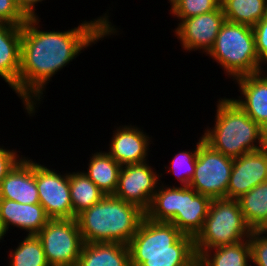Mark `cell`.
<instances>
[{
	"label": "cell",
	"instance_id": "32",
	"mask_svg": "<svg viewBox=\"0 0 267 266\" xmlns=\"http://www.w3.org/2000/svg\"><path fill=\"white\" fill-rule=\"evenodd\" d=\"M43 0H15L18 9L21 13L27 18H38L36 11V7L38 2H42Z\"/></svg>",
	"mask_w": 267,
	"mask_h": 266
},
{
	"label": "cell",
	"instance_id": "10",
	"mask_svg": "<svg viewBox=\"0 0 267 266\" xmlns=\"http://www.w3.org/2000/svg\"><path fill=\"white\" fill-rule=\"evenodd\" d=\"M153 169L147 161L122 166L114 196L146 212L162 178V173Z\"/></svg>",
	"mask_w": 267,
	"mask_h": 266
},
{
	"label": "cell",
	"instance_id": "29",
	"mask_svg": "<svg viewBox=\"0 0 267 266\" xmlns=\"http://www.w3.org/2000/svg\"><path fill=\"white\" fill-rule=\"evenodd\" d=\"M26 21L15 0H0V22L22 26Z\"/></svg>",
	"mask_w": 267,
	"mask_h": 266
},
{
	"label": "cell",
	"instance_id": "30",
	"mask_svg": "<svg viewBox=\"0 0 267 266\" xmlns=\"http://www.w3.org/2000/svg\"><path fill=\"white\" fill-rule=\"evenodd\" d=\"M259 61L267 65V15L252 27Z\"/></svg>",
	"mask_w": 267,
	"mask_h": 266
},
{
	"label": "cell",
	"instance_id": "3",
	"mask_svg": "<svg viewBox=\"0 0 267 266\" xmlns=\"http://www.w3.org/2000/svg\"><path fill=\"white\" fill-rule=\"evenodd\" d=\"M145 217L138 206L114 195L82 211L76 220L84 243L117 242L128 245Z\"/></svg>",
	"mask_w": 267,
	"mask_h": 266
},
{
	"label": "cell",
	"instance_id": "6",
	"mask_svg": "<svg viewBox=\"0 0 267 266\" xmlns=\"http://www.w3.org/2000/svg\"><path fill=\"white\" fill-rule=\"evenodd\" d=\"M206 56L224 69L226 76L236 78L263 71L259 61L253 28L225 20Z\"/></svg>",
	"mask_w": 267,
	"mask_h": 266
},
{
	"label": "cell",
	"instance_id": "23",
	"mask_svg": "<svg viewBox=\"0 0 267 266\" xmlns=\"http://www.w3.org/2000/svg\"><path fill=\"white\" fill-rule=\"evenodd\" d=\"M227 21L255 26L267 15V0H221Z\"/></svg>",
	"mask_w": 267,
	"mask_h": 266
},
{
	"label": "cell",
	"instance_id": "34",
	"mask_svg": "<svg viewBox=\"0 0 267 266\" xmlns=\"http://www.w3.org/2000/svg\"><path fill=\"white\" fill-rule=\"evenodd\" d=\"M177 0H169V2L171 3L170 5L172 6Z\"/></svg>",
	"mask_w": 267,
	"mask_h": 266
},
{
	"label": "cell",
	"instance_id": "26",
	"mask_svg": "<svg viewBox=\"0 0 267 266\" xmlns=\"http://www.w3.org/2000/svg\"><path fill=\"white\" fill-rule=\"evenodd\" d=\"M203 142L204 139L201 136L196 143L194 151L178 152L169 162L171 163L170 167L164 166L165 169H169L165 170L166 172L173 173L177 177V180L180 182L179 186H189L195 171L198 149Z\"/></svg>",
	"mask_w": 267,
	"mask_h": 266
},
{
	"label": "cell",
	"instance_id": "4",
	"mask_svg": "<svg viewBox=\"0 0 267 266\" xmlns=\"http://www.w3.org/2000/svg\"><path fill=\"white\" fill-rule=\"evenodd\" d=\"M217 102L214 127H207L202 134L206 144L233 159L266 146V131L231 98Z\"/></svg>",
	"mask_w": 267,
	"mask_h": 266
},
{
	"label": "cell",
	"instance_id": "5",
	"mask_svg": "<svg viewBox=\"0 0 267 266\" xmlns=\"http://www.w3.org/2000/svg\"><path fill=\"white\" fill-rule=\"evenodd\" d=\"M167 186L159 184L145 217L171 223L184 235L195 238L203 228L212 199L189 186Z\"/></svg>",
	"mask_w": 267,
	"mask_h": 266
},
{
	"label": "cell",
	"instance_id": "25",
	"mask_svg": "<svg viewBox=\"0 0 267 266\" xmlns=\"http://www.w3.org/2000/svg\"><path fill=\"white\" fill-rule=\"evenodd\" d=\"M18 244L9 251V266H50L37 235H26Z\"/></svg>",
	"mask_w": 267,
	"mask_h": 266
},
{
	"label": "cell",
	"instance_id": "16",
	"mask_svg": "<svg viewBox=\"0 0 267 266\" xmlns=\"http://www.w3.org/2000/svg\"><path fill=\"white\" fill-rule=\"evenodd\" d=\"M266 70L236 78L238 99L231 98L254 122L267 132V74Z\"/></svg>",
	"mask_w": 267,
	"mask_h": 266
},
{
	"label": "cell",
	"instance_id": "18",
	"mask_svg": "<svg viewBox=\"0 0 267 266\" xmlns=\"http://www.w3.org/2000/svg\"><path fill=\"white\" fill-rule=\"evenodd\" d=\"M22 26L0 22V77L18 96Z\"/></svg>",
	"mask_w": 267,
	"mask_h": 266
},
{
	"label": "cell",
	"instance_id": "13",
	"mask_svg": "<svg viewBox=\"0 0 267 266\" xmlns=\"http://www.w3.org/2000/svg\"><path fill=\"white\" fill-rule=\"evenodd\" d=\"M267 181V144L264 148L234 158L226 198L238 199Z\"/></svg>",
	"mask_w": 267,
	"mask_h": 266
},
{
	"label": "cell",
	"instance_id": "28",
	"mask_svg": "<svg viewBox=\"0 0 267 266\" xmlns=\"http://www.w3.org/2000/svg\"><path fill=\"white\" fill-rule=\"evenodd\" d=\"M249 244L251 262L255 266H267V230H252Z\"/></svg>",
	"mask_w": 267,
	"mask_h": 266
},
{
	"label": "cell",
	"instance_id": "27",
	"mask_svg": "<svg viewBox=\"0 0 267 266\" xmlns=\"http://www.w3.org/2000/svg\"><path fill=\"white\" fill-rule=\"evenodd\" d=\"M221 0H177L170 9L181 22L183 19L195 17L216 10Z\"/></svg>",
	"mask_w": 267,
	"mask_h": 266
},
{
	"label": "cell",
	"instance_id": "9",
	"mask_svg": "<svg viewBox=\"0 0 267 266\" xmlns=\"http://www.w3.org/2000/svg\"><path fill=\"white\" fill-rule=\"evenodd\" d=\"M234 159L203 142L198 149L194 175L189 187L211 199L226 198Z\"/></svg>",
	"mask_w": 267,
	"mask_h": 266
},
{
	"label": "cell",
	"instance_id": "1",
	"mask_svg": "<svg viewBox=\"0 0 267 266\" xmlns=\"http://www.w3.org/2000/svg\"><path fill=\"white\" fill-rule=\"evenodd\" d=\"M108 15L105 13L94 20L82 21L67 31L40 30L39 17L27 19L22 25L18 97L29 116L35 115L36 107H39L36 104L39 101L41 104L43 91L51 77L85 48L104 37L118 35V28L112 26Z\"/></svg>",
	"mask_w": 267,
	"mask_h": 266
},
{
	"label": "cell",
	"instance_id": "11",
	"mask_svg": "<svg viewBox=\"0 0 267 266\" xmlns=\"http://www.w3.org/2000/svg\"><path fill=\"white\" fill-rule=\"evenodd\" d=\"M36 163V185L39 202L50 219H73L69 172L61 174L55 169Z\"/></svg>",
	"mask_w": 267,
	"mask_h": 266
},
{
	"label": "cell",
	"instance_id": "17",
	"mask_svg": "<svg viewBox=\"0 0 267 266\" xmlns=\"http://www.w3.org/2000/svg\"><path fill=\"white\" fill-rule=\"evenodd\" d=\"M49 220L40 203L21 204L8 199H0V226L4 234L13 226L24 230L27 235H37Z\"/></svg>",
	"mask_w": 267,
	"mask_h": 266
},
{
	"label": "cell",
	"instance_id": "12",
	"mask_svg": "<svg viewBox=\"0 0 267 266\" xmlns=\"http://www.w3.org/2000/svg\"><path fill=\"white\" fill-rule=\"evenodd\" d=\"M225 20L220 5L214 11L183 19L173 32L186 52L202 50L207 55Z\"/></svg>",
	"mask_w": 267,
	"mask_h": 266
},
{
	"label": "cell",
	"instance_id": "20",
	"mask_svg": "<svg viewBox=\"0 0 267 266\" xmlns=\"http://www.w3.org/2000/svg\"><path fill=\"white\" fill-rule=\"evenodd\" d=\"M121 168L107 151H97L90 156L87 172H83L105 195H114Z\"/></svg>",
	"mask_w": 267,
	"mask_h": 266
},
{
	"label": "cell",
	"instance_id": "22",
	"mask_svg": "<svg viewBox=\"0 0 267 266\" xmlns=\"http://www.w3.org/2000/svg\"><path fill=\"white\" fill-rule=\"evenodd\" d=\"M243 217L252 230L267 228V181L237 199Z\"/></svg>",
	"mask_w": 267,
	"mask_h": 266
},
{
	"label": "cell",
	"instance_id": "33",
	"mask_svg": "<svg viewBox=\"0 0 267 266\" xmlns=\"http://www.w3.org/2000/svg\"><path fill=\"white\" fill-rule=\"evenodd\" d=\"M4 236H6V235L4 234V232H3V230H2V228L0 226V242H1L2 239L4 240Z\"/></svg>",
	"mask_w": 267,
	"mask_h": 266
},
{
	"label": "cell",
	"instance_id": "14",
	"mask_svg": "<svg viewBox=\"0 0 267 266\" xmlns=\"http://www.w3.org/2000/svg\"><path fill=\"white\" fill-rule=\"evenodd\" d=\"M136 125H122L113 131L108 154L121 166L146 162L148 159L149 135Z\"/></svg>",
	"mask_w": 267,
	"mask_h": 266
},
{
	"label": "cell",
	"instance_id": "19",
	"mask_svg": "<svg viewBox=\"0 0 267 266\" xmlns=\"http://www.w3.org/2000/svg\"><path fill=\"white\" fill-rule=\"evenodd\" d=\"M76 266H131L128 245L117 242L84 243Z\"/></svg>",
	"mask_w": 267,
	"mask_h": 266
},
{
	"label": "cell",
	"instance_id": "2",
	"mask_svg": "<svg viewBox=\"0 0 267 266\" xmlns=\"http://www.w3.org/2000/svg\"><path fill=\"white\" fill-rule=\"evenodd\" d=\"M131 266H197L194 238L144 217L128 243Z\"/></svg>",
	"mask_w": 267,
	"mask_h": 266
},
{
	"label": "cell",
	"instance_id": "8",
	"mask_svg": "<svg viewBox=\"0 0 267 266\" xmlns=\"http://www.w3.org/2000/svg\"><path fill=\"white\" fill-rule=\"evenodd\" d=\"M50 266H76L84 244L76 218L50 219L37 234Z\"/></svg>",
	"mask_w": 267,
	"mask_h": 266
},
{
	"label": "cell",
	"instance_id": "15",
	"mask_svg": "<svg viewBox=\"0 0 267 266\" xmlns=\"http://www.w3.org/2000/svg\"><path fill=\"white\" fill-rule=\"evenodd\" d=\"M22 157L0 183V199L21 204H39L36 161Z\"/></svg>",
	"mask_w": 267,
	"mask_h": 266
},
{
	"label": "cell",
	"instance_id": "7",
	"mask_svg": "<svg viewBox=\"0 0 267 266\" xmlns=\"http://www.w3.org/2000/svg\"><path fill=\"white\" fill-rule=\"evenodd\" d=\"M251 232L237 199H212L203 228L194 238L197 258L205 250L249 239Z\"/></svg>",
	"mask_w": 267,
	"mask_h": 266
},
{
	"label": "cell",
	"instance_id": "21",
	"mask_svg": "<svg viewBox=\"0 0 267 266\" xmlns=\"http://www.w3.org/2000/svg\"><path fill=\"white\" fill-rule=\"evenodd\" d=\"M249 239L235 244L205 250L197 260V266H252Z\"/></svg>",
	"mask_w": 267,
	"mask_h": 266
},
{
	"label": "cell",
	"instance_id": "31",
	"mask_svg": "<svg viewBox=\"0 0 267 266\" xmlns=\"http://www.w3.org/2000/svg\"><path fill=\"white\" fill-rule=\"evenodd\" d=\"M16 149H8L0 146V183L8 174V172L16 165V163L23 157L17 154Z\"/></svg>",
	"mask_w": 267,
	"mask_h": 266
},
{
	"label": "cell",
	"instance_id": "24",
	"mask_svg": "<svg viewBox=\"0 0 267 266\" xmlns=\"http://www.w3.org/2000/svg\"><path fill=\"white\" fill-rule=\"evenodd\" d=\"M69 187L75 216L98 203L105 196L83 171L69 172Z\"/></svg>",
	"mask_w": 267,
	"mask_h": 266
}]
</instances>
